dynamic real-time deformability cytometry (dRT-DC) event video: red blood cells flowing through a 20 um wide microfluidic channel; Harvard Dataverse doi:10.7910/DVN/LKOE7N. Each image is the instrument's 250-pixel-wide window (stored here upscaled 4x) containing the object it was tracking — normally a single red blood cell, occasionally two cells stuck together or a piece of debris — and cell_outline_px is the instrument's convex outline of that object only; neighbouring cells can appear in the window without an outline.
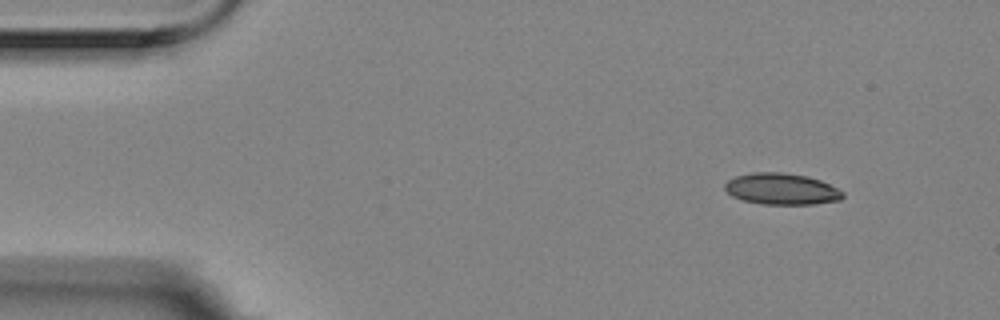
{"species": "Egyptian fruit bat (a non-hibernating species)", "species_latin": "Rousettus aegyptiacus", "temperature_condition": "room temperature", "stored_images_in_passage": 2, "camera_frame_rate_fps": 3000, "um_per_image_px": 0.085, "animal": {"sex": "female"}, "frame": {"image": 1, "passage_image": 2, "time_ms": 0.333, "image_size_px": [1000, 320], "cell_outline_px": [[844, 196], [840, 200], [816, 204], [760, 204], [740, 200], [732, 196], [724, 188], [724, 184], [728, 180], [736, 176], [752, 172], [780, 172], [808, 176], [820, 180], [844, 192]], "centroid_in_image_um": [66.41, 16.06], "position_along_channel_um": 18.6, "area_um2": 21.68}}